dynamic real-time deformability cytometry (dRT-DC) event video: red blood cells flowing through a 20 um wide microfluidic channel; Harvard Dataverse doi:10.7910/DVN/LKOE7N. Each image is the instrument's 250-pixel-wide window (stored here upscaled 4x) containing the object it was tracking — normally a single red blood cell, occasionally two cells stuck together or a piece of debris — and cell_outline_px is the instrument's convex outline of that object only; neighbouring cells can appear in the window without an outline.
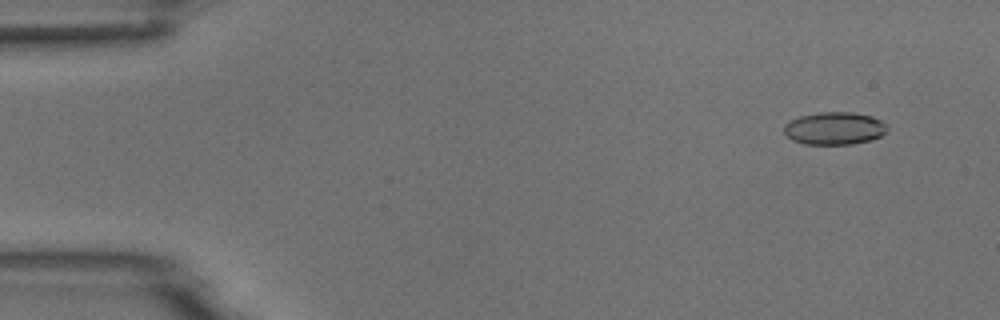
{"species": "common noctule bat (a hibernating species)", "species_latin": "Nyctalus noctula", "temperature_condition": "room temperature", "stored_images_in_passage": 3, "camera_frame_rate_fps": 3000, "um_per_image_px": 0.085, "animal": {"sex": "male", "body_mass_g": 18.8}, "frame": {"image": 1, "passage_image": 1, "time_ms": 0.0, "image_size_px": [1000, 320], "cell_outline_px": [[888, 128], [880, 136], [872, 140], [852, 144], [804, 144], [792, 140], [784, 132], [784, 124], [800, 116], [820, 112], [852, 112], [872, 116], [888, 124]], "centroid_in_image_um": [70.94, 10.91], "position_along_channel_um": 14.1, "area_um2": 19.65}}